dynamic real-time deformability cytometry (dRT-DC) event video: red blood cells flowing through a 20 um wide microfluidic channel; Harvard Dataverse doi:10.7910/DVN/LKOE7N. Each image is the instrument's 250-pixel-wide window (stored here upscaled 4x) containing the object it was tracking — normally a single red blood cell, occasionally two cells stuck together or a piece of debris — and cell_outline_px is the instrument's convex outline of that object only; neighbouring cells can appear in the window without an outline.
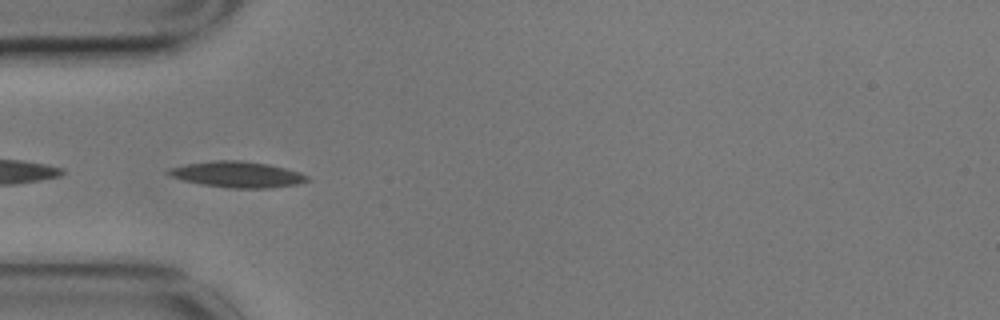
{"species": "common noctule bat (a hibernating species)", "species_latin": "Nyctalus noctula", "temperature_condition": "cold", "stored_images_in_passage": 37, "camera_frame_rate_fps": 3000, "um_per_image_px": 0.085, "animal": {"sex": "male", "body_mass_g": 17.9}, "frame": {"image": 1, "passage_image": 1, "time_ms": 0.0, "image_size_px": [1000, 320], "cell_outline_px": [[308, 180], [296, 184], [272, 188], [228, 188], [200, 184], [168, 176], [164, 172], [168, 168], [184, 164], [216, 160], [240, 160], [268, 164], [300, 172], [308, 176]], "centroid_in_image_um": [20.1, 14.83], "position_along_channel_um": 64.9, "area_um2": 21.1}, "authors_computed_cell_mechanics": {"area_um2": 18.1492, "velocity_mm_per_s": 3.4791, "shape_relaxation_time_tau1_ms": null, "shape_relaxation_time_tau2_ms": 5.6285, "deformation_change_tau1": null, "deformation_change_tau2": 0.1487}}